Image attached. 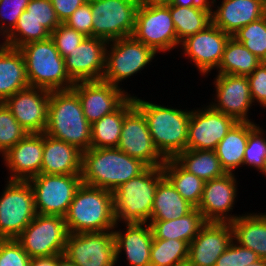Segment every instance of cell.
Segmentation results:
<instances>
[{"mask_svg":"<svg viewBox=\"0 0 266 266\" xmlns=\"http://www.w3.org/2000/svg\"><path fill=\"white\" fill-rule=\"evenodd\" d=\"M29 2L30 0H0V17L3 19L1 21L6 20L8 22L7 25L9 24L7 27L6 21L0 23V33H3L2 35L4 37L5 34L7 35L15 27L19 16L26 10ZM3 23H5V25Z\"/></svg>","mask_w":266,"mask_h":266,"instance_id":"cell-46","label":"cell"},{"mask_svg":"<svg viewBox=\"0 0 266 266\" xmlns=\"http://www.w3.org/2000/svg\"><path fill=\"white\" fill-rule=\"evenodd\" d=\"M232 240L229 222H207L189 244L186 266H215Z\"/></svg>","mask_w":266,"mask_h":266,"instance_id":"cell-19","label":"cell"},{"mask_svg":"<svg viewBox=\"0 0 266 266\" xmlns=\"http://www.w3.org/2000/svg\"><path fill=\"white\" fill-rule=\"evenodd\" d=\"M71 89L78 95L90 124L115 111L130 96L119 86L102 80L75 82Z\"/></svg>","mask_w":266,"mask_h":266,"instance_id":"cell-16","label":"cell"},{"mask_svg":"<svg viewBox=\"0 0 266 266\" xmlns=\"http://www.w3.org/2000/svg\"><path fill=\"white\" fill-rule=\"evenodd\" d=\"M68 233L105 232L118 223L114 216L113 192L81 184L64 216Z\"/></svg>","mask_w":266,"mask_h":266,"instance_id":"cell-2","label":"cell"},{"mask_svg":"<svg viewBox=\"0 0 266 266\" xmlns=\"http://www.w3.org/2000/svg\"><path fill=\"white\" fill-rule=\"evenodd\" d=\"M212 7H181L170 4V13L179 44L187 37L205 30L212 24Z\"/></svg>","mask_w":266,"mask_h":266,"instance_id":"cell-33","label":"cell"},{"mask_svg":"<svg viewBox=\"0 0 266 266\" xmlns=\"http://www.w3.org/2000/svg\"><path fill=\"white\" fill-rule=\"evenodd\" d=\"M134 105L143 113L152 141L165 159H174L187 149L188 125L191 111L167 108L137 97Z\"/></svg>","mask_w":266,"mask_h":266,"instance_id":"cell-4","label":"cell"},{"mask_svg":"<svg viewBox=\"0 0 266 266\" xmlns=\"http://www.w3.org/2000/svg\"><path fill=\"white\" fill-rule=\"evenodd\" d=\"M3 156L11 171L9 180L28 181L41 174L43 133L28 134Z\"/></svg>","mask_w":266,"mask_h":266,"instance_id":"cell-23","label":"cell"},{"mask_svg":"<svg viewBox=\"0 0 266 266\" xmlns=\"http://www.w3.org/2000/svg\"><path fill=\"white\" fill-rule=\"evenodd\" d=\"M59 54L65 58L72 52L85 38V36L75 29L60 23L50 35Z\"/></svg>","mask_w":266,"mask_h":266,"instance_id":"cell-42","label":"cell"},{"mask_svg":"<svg viewBox=\"0 0 266 266\" xmlns=\"http://www.w3.org/2000/svg\"><path fill=\"white\" fill-rule=\"evenodd\" d=\"M250 134V122H236L215 148L221 167L232 173L243 166L245 148Z\"/></svg>","mask_w":266,"mask_h":266,"instance_id":"cell-31","label":"cell"},{"mask_svg":"<svg viewBox=\"0 0 266 266\" xmlns=\"http://www.w3.org/2000/svg\"><path fill=\"white\" fill-rule=\"evenodd\" d=\"M64 254H57L47 257L31 258L30 266H57V261Z\"/></svg>","mask_w":266,"mask_h":266,"instance_id":"cell-50","label":"cell"},{"mask_svg":"<svg viewBox=\"0 0 266 266\" xmlns=\"http://www.w3.org/2000/svg\"><path fill=\"white\" fill-rule=\"evenodd\" d=\"M207 223L203 214L194 208L190 213L174 220H150L153 239H177L188 244L198 235Z\"/></svg>","mask_w":266,"mask_h":266,"instance_id":"cell-29","label":"cell"},{"mask_svg":"<svg viewBox=\"0 0 266 266\" xmlns=\"http://www.w3.org/2000/svg\"><path fill=\"white\" fill-rule=\"evenodd\" d=\"M132 37L156 53L179 45L169 5L138 6Z\"/></svg>","mask_w":266,"mask_h":266,"instance_id":"cell-11","label":"cell"},{"mask_svg":"<svg viewBox=\"0 0 266 266\" xmlns=\"http://www.w3.org/2000/svg\"><path fill=\"white\" fill-rule=\"evenodd\" d=\"M232 37L266 62V15L240 28Z\"/></svg>","mask_w":266,"mask_h":266,"instance_id":"cell-39","label":"cell"},{"mask_svg":"<svg viewBox=\"0 0 266 266\" xmlns=\"http://www.w3.org/2000/svg\"><path fill=\"white\" fill-rule=\"evenodd\" d=\"M214 84L218 103L210 106L231 116L237 122H251L247 112L252 106L253 99L247 76L218 74Z\"/></svg>","mask_w":266,"mask_h":266,"instance_id":"cell-20","label":"cell"},{"mask_svg":"<svg viewBox=\"0 0 266 266\" xmlns=\"http://www.w3.org/2000/svg\"><path fill=\"white\" fill-rule=\"evenodd\" d=\"M174 160L187 172L210 181L226 174L214 150H189L178 154Z\"/></svg>","mask_w":266,"mask_h":266,"instance_id":"cell-34","label":"cell"},{"mask_svg":"<svg viewBox=\"0 0 266 266\" xmlns=\"http://www.w3.org/2000/svg\"><path fill=\"white\" fill-rule=\"evenodd\" d=\"M64 24L75 29L85 37H92V12L89 0L77 8Z\"/></svg>","mask_w":266,"mask_h":266,"instance_id":"cell-47","label":"cell"},{"mask_svg":"<svg viewBox=\"0 0 266 266\" xmlns=\"http://www.w3.org/2000/svg\"><path fill=\"white\" fill-rule=\"evenodd\" d=\"M162 170L177 192L197 208L202 198L205 181L184 170L174 159L165 160Z\"/></svg>","mask_w":266,"mask_h":266,"instance_id":"cell-36","label":"cell"},{"mask_svg":"<svg viewBox=\"0 0 266 266\" xmlns=\"http://www.w3.org/2000/svg\"><path fill=\"white\" fill-rule=\"evenodd\" d=\"M189 244L177 239H153L150 266H186Z\"/></svg>","mask_w":266,"mask_h":266,"instance_id":"cell-37","label":"cell"},{"mask_svg":"<svg viewBox=\"0 0 266 266\" xmlns=\"http://www.w3.org/2000/svg\"><path fill=\"white\" fill-rule=\"evenodd\" d=\"M110 42H113V45H110L111 51L106 48L105 72L102 81L115 86L144 69L156 55L151 47L135 40L132 36Z\"/></svg>","mask_w":266,"mask_h":266,"instance_id":"cell-12","label":"cell"},{"mask_svg":"<svg viewBox=\"0 0 266 266\" xmlns=\"http://www.w3.org/2000/svg\"><path fill=\"white\" fill-rule=\"evenodd\" d=\"M164 177L161 167H148L139 176L130 179L113 191L116 222H144L151 218L155 192Z\"/></svg>","mask_w":266,"mask_h":266,"instance_id":"cell-6","label":"cell"},{"mask_svg":"<svg viewBox=\"0 0 266 266\" xmlns=\"http://www.w3.org/2000/svg\"><path fill=\"white\" fill-rule=\"evenodd\" d=\"M109 42L99 37H85L64 58L66 71L74 82L99 81L105 72L106 48Z\"/></svg>","mask_w":266,"mask_h":266,"instance_id":"cell-18","label":"cell"},{"mask_svg":"<svg viewBox=\"0 0 266 266\" xmlns=\"http://www.w3.org/2000/svg\"><path fill=\"white\" fill-rule=\"evenodd\" d=\"M64 255L76 266H114L117 260L113 230L68 233Z\"/></svg>","mask_w":266,"mask_h":266,"instance_id":"cell-13","label":"cell"},{"mask_svg":"<svg viewBox=\"0 0 266 266\" xmlns=\"http://www.w3.org/2000/svg\"><path fill=\"white\" fill-rule=\"evenodd\" d=\"M129 96L115 111L91 124V148H117L125 115L134 107Z\"/></svg>","mask_w":266,"mask_h":266,"instance_id":"cell-30","label":"cell"},{"mask_svg":"<svg viewBox=\"0 0 266 266\" xmlns=\"http://www.w3.org/2000/svg\"><path fill=\"white\" fill-rule=\"evenodd\" d=\"M50 93L43 88L28 87L8 97L4 103L29 134L44 133L48 124Z\"/></svg>","mask_w":266,"mask_h":266,"instance_id":"cell-17","label":"cell"},{"mask_svg":"<svg viewBox=\"0 0 266 266\" xmlns=\"http://www.w3.org/2000/svg\"><path fill=\"white\" fill-rule=\"evenodd\" d=\"M249 81V87L251 91V96L254 100L266 107V62H261V64L247 76Z\"/></svg>","mask_w":266,"mask_h":266,"instance_id":"cell-48","label":"cell"},{"mask_svg":"<svg viewBox=\"0 0 266 266\" xmlns=\"http://www.w3.org/2000/svg\"><path fill=\"white\" fill-rule=\"evenodd\" d=\"M92 37L106 41L132 36L138 9L137 0H89Z\"/></svg>","mask_w":266,"mask_h":266,"instance_id":"cell-9","label":"cell"},{"mask_svg":"<svg viewBox=\"0 0 266 266\" xmlns=\"http://www.w3.org/2000/svg\"><path fill=\"white\" fill-rule=\"evenodd\" d=\"M230 225L237 244L253 250L259 259L266 260V214L239 215Z\"/></svg>","mask_w":266,"mask_h":266,"instance_id":"cell-28","label":"cell"},{"mask_svg":"<svg viewBox=\"0 0 266 266\" xmlns=\"http://www.w3.org/2000/svg\"><path fill=\"white\" fill-rule=\"evenodd\" d=\"M137 2L141 6H159L169 5L171 0H137Z\"/></svg>","mask_w":266,"mask_h":266,"instance_id":"cell-52","label":"cell"},{"mask_svg":"<svg viewBox=\"0 0 266 266\" xmlns=\"http://www.w3.org/2000/svg\"><path fill=\"white\" fill-rule=\"evenodd\" d=\"M26 10L50 33L61 23L50 0H30Z\"/></svg>","mask_w":266,"mask_h":266,"instance_id":"cell-45","label":"cell"},{"mask_svg":"<svg viewBox=\"0 0 266 266\" xmlns=\"http://www.w3.org/2000/svg\"><path fill=\"white\" fill-rule=\"evenodd\" d=\"M144 222L126 223L127 230L113 231L116 249V260L124 249L130 266H150L153 233L150 224Z\"/></svg>","mask_w":266,"mask_h":266,"instance_id":"cell-25","label":"cell"},{"mask_svg":"<svg viewBox=\"0 0 266 266\" xmlns=\"http://www.w3.org/2000/svg\"><path fill=\"white\" fill-rule=\"evenodd\" d=\"M212 12V23L231 37L242 27L266 15V0H223Z\"/></svg>","mask_w":266,"mask_h":266,"instance_id":"cell-24","label":"cell"},{"mask_svg":"<svg viewBox=\"0 0 266 266\" xmlns=\"http://www.w3.org/2000/svg\"><path fill=\"white\" fill-rule=\"evenodd\" d=\"M147 168L118 148H90L82 152L81 180L83 184L113 192Z\"/></svg>","mask_w":266,"mask_h":266,"instance_id":"cell-1","label":"cell"},{"mask_svg":"<svg viewBox=\"0 0 266 266\" xmlns=\"http://www.w3.org/2000/svg\"><path fill=\"white\" fill-rule=\"evenodd\" d=\"M216 0H171V5H178L181 7H194V6H212Z\"/></svg>","mask_w":266,"mask_h":266,"instance_id":"cell-51","label":"cell"},{"mask_svg":"<svg viewBox=\"0 0 266 266\" xmlns=\"http://www.w3.org/2000/svg\"><path fill=\"white\" fill-rule=\"evenodd\" d=\"M38 214L64 217L74 194L82 184L81 175L39 174L28 180Z\"/></svg>","mask_w":266,"mask_h":266,"instance_id":"cell-10","label":"cell"},{"mask_svg":"<svg viewBox=\"0 0 266 266\" xmlns=\"http://www.w3.org/2000/svg\"><path fill=\"white\" fill-rule=\"evenodd\" d=\"M230 37L212 23L205 30L187 37L180 45L184 53L198 67L200 73L206 74L211 69L218 68Z\"/></svg>","mask_w":266,"mask_h":266,"instance_id":"cell-21","label":"cell"},{"mask_svg":"<svg viewBox=\"0 0 266 266\" xmlns=\"http://www.w3.org/2000/svg\"><path fill=\"white\" fill-rule=\"evenodd\" d=\"M30 87L26 64L19 49L0 45V102Z\"/></svg>","mask_w":266,"mask_h":266,"instance_id":"cell-27","label":"cell"},{"mask_svg":"<svg viewBox=\"0 0 266 266\" xmlns=\"http://www.w3.org/2000/svg\"><path fill=\"white\" fill-rule=\"evenodd\" d=\"M0 198V239H16L37 215L28 181L9 180Z\"/></svg>","mask_w":266,"mask_h":266,"instance_id":"cell-7","label":"cell"},{"mask_svg":"<svg viewBox=\"0 0 266 266\" xmlns=\"http://www.w3.org/2000/svg\"><path fill=\"white\" fill-rule=\"evenodd\" d=\"M28 134L14 118L5 103L0 102V152L2 155Z\"/></svg>","mask_w":266,"mask_h":266,"instance_id":"cell-40","label":"cell"},{"mask_svg":"<svg viewBox=\"0 0 266 266\" xmlns=\"http://www.w3.org/2000/svg\"><path fill=\"white\" fill-rule=\"evenodd\" d=\"M50 35L51 33L25 10L19 16L15 27L5 35L2 44L19 49L27 43L46 40Z\"/></svg>","mask_w":266,"mask_h":266,"instance_id":"cell-38","label":"cell"},{"mask_svg":"<svg viewBox=\"0 0 266 266\" xmlns=\"http://www.w3.org/2000/svg\"><path fill=\"white\" fill-rule=\"evenodd\" d=\"M68 230L64 217L38 214L16 240L30 258L64 254Z\"/></svg>","mask_w":266,"mask_h":266,"instance_id":"cell-8","label":"cell"},{"mask_svg":"<svg viewBox=\"0 0 266 266\" xmlns=\"http://www.w3.org/2000/svg\"><path fill=\"white\" fill-rule=\"evenodd\" d=\"M44 133L82 152L91 148V124L84 116L78 95L72 89L51 91L48 124Z\"/></svg>","mask_w":266,"mask_h":266,"instance_id":"cell-3","label":"cell"},{"mask_svg":"<svg viewBox=\"0 0 266 266\" xmlns=\"http://www.w3.org/2000/svg\"><path fill=\"white\" fill-rule=\"evenodd\" d=\"M56 15L61 23L72 15V13L88 0H50Z\"/></svg>","mask_w":266,"mask_h":266,"instance_id":"cell-49","label":"cell"},{"mask_svg":"<svg viewBox=\"0 0 266 266\" xmlns=\"http://www.w3.org/2000/svg\"><path fill=\"white\" fill-rule=\"evenodd\" d=\"M194 208L164 176L155 192L150 220H174L185 216Z\"/></svg>","mask_w":266,"mask_h":266,"instance_id":"cell-32","label":"cell"},{"mask_svg":"<svg viewBox=\"0 0 266 266\" xmlns=\"http://www.w3.org/2000/svg\"><path fill=\"white\" fill-rule=\"evenodd\" d=\"M117 148L148 167H161L165 163L152 141L143 113L136 106L124 117Z\"/></svg>","mask_w":266,"mask_h":266,"instance_id":"cell-14","label":"cell"},{"mask_svg":"<svg viewBox=\"0 0 266 266\" xmlns=\"http://www.w3.org/2000/svg\"><path fill=\"white\" fill-rule=\"evenodd\" d=\"M22 52L30 87L49 91L69 90L75 82L69 77L64 58L59 54L51 38L27 43Z\"/></svg>","mask_w":266,"mask_h":266,"instance_id":"cell-5","label":"cell"},{"mask_svg":"<svg viewBox=\"0 0 266 266\" xmlns=\"http://www.w3.org/2000/svg\"><path fill=\"white\" fill-rule=\"evenodd\" d=\"M261 62L242 43L238 42L234 37H230L225 45L217 70L219 69V74L248 76Z\"/></svg>","mask_w":266,"mask_h":266,"instance_id":"cell-35","label":"cell"},{"mask_svg":"<svg viewBox=\"0 0 266 266\" xmlns=\"http://www.w3.org/2000/svg\"><path fill=\"white\" fill-rule=\"evenodd\" d=\"M82 151L43 133L41 174L81 175Z\"/></svg>","mask_w":266,"mask_h":266,"instance_id":"cell-26","label":"cell"},{"mask_svg":"<svg viewBox=\"0 0 266 266\" xmlns=\"http://www.w3.org/2000/svg\"><path fill=\"white\" fill-rule=\"evenodd\" d=\"M235 184L236 178L233 173H226L219 178L205 182L197 209L207 222L230 223L238 217L227 215L233 209L237 192Z\"/></svg>","mask_w":266,"mask_h":266,"instance_id":"cell-22","label":"cell"},{"mask_svg":"<svg viewBox=\"0 0 266 266\" xmlns=\"http://www.w3.org/2000/svg\"><path fill=\"white\" fill-rule=\"evenodd\" d=\"M57 266H76L72 261H70L65 255H63L58 261Z\"/></svg>","mask_w":266,"mask_h":266,"instance_id":"cell-53","label":"cell"},{"mask_svg":"<svg viewBox=\"0 0 266 266\" xmlns=\"http://www.w3.org/2000/svg\"><path fill=\"white\" fill-rule=\"evenodd\" d=\"M250 122V134L243 159L244 165H250L261 172L266 166V139L262 137V129Z\"/></svg>","mask_w":266,"mask_h":266,"instance_id":"cell-41","label":"cell"},{"mask_svg":"<svg viewBox=\"0 0 266 266\" xmlns=\"http://www.w3.org/2000/svg\"><path fill=\"white\" fill-rule=\"evenodd\" d=\"M30 261L16 239H0V266H30Z\"/></svg>","mask_w":266,"mask_h":266,"instance_id":"cell-44","label":"cell"},{"mask_svg":"<svg viewBox=\"0 0 266 266\" xmlns=\"http://www.w3.org/2000/svg\"><path fill=\"white\" fill-rule=\"evenodd\" d=\"M258 260L259 257L253 250L239 244L236 245V242L232 240L228 248L217 259L215 266H249Z\"/></svg>","mask_w":266,"mask_h":266,"instance_id":"cell-43","label":"cell"},{"mask_svg":"<svg viewBox=\"0 0 266 266\" xmlns=\"http://www.w3.org/2000/svg\"><path fill=\"white\" fill-rule=\"evenodd\" d=\"M249 266H266V260L259 259L255 263L250 264Z\"/></svg>","mask_w":266,"mask_h":266,"instance_id":"cell-54","label":"cell"},{"mask_svg":"<svg viewBox=\"0 0 266 266\" xmlns=\"http://www.w3.org/2000/svg\"><path fill=\"white\" fill-rule=\"evenodd\" d=\"M204 110L191 111L188 125L187 149L215 150L218 143L237 122L210 105Z\"/></svg>","mask_w":266,"mask_h":266,"instance_id":"cell-15","label":"cell"},{"mask_svg":"<svg viewBox=\"0 0 266 266\" xmlns=\"http://www.w3.org/2000/svg\"><path fill=\"white\" fill-rule=\"evenodd\" d=\"M262 173L266 176V166L265 169L262 171Z\"/></svg>","mask_w":266,"mask_h":266,"instance_id":"cell-55","label":"cell"}]
</instances>
